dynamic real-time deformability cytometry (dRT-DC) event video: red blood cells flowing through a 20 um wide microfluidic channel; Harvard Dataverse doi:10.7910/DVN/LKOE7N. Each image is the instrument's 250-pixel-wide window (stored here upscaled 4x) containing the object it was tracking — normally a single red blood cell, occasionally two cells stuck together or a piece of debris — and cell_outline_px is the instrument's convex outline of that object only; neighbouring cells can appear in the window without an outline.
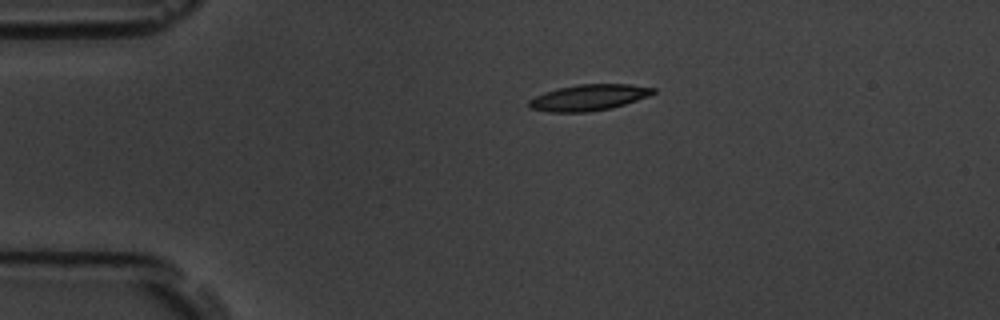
{"species": "common noctule bat (a hibernating species)", "species_latin": "Nyctalus noctula", "temperature_condition": "room temperature", "stored_images_in_passage": 2, "camera_frame_rate_fps": 3000, "um_per_image_px": 0.085, "animal": {"sex": "male", "body_mass_g": 19.5, "forearm_length_mm": 54.6}, "frame": {"image": 1, "passage_image": 1, "time_ms": 0.0, "image_size_px": [1000, 320], "cell_outline_px": [[656, 92], [648, 96], [612, 108], [588, 112], [548, 112], [532, 108], [528, 104], [528, 100], [544, 92], [560, 88], [580, 84], [632, 84], [656, 88]], "centroid_in_image_um": [50.07, 8.29], "position_along_channel_um": 34.9, "area_um2": 18.79}}